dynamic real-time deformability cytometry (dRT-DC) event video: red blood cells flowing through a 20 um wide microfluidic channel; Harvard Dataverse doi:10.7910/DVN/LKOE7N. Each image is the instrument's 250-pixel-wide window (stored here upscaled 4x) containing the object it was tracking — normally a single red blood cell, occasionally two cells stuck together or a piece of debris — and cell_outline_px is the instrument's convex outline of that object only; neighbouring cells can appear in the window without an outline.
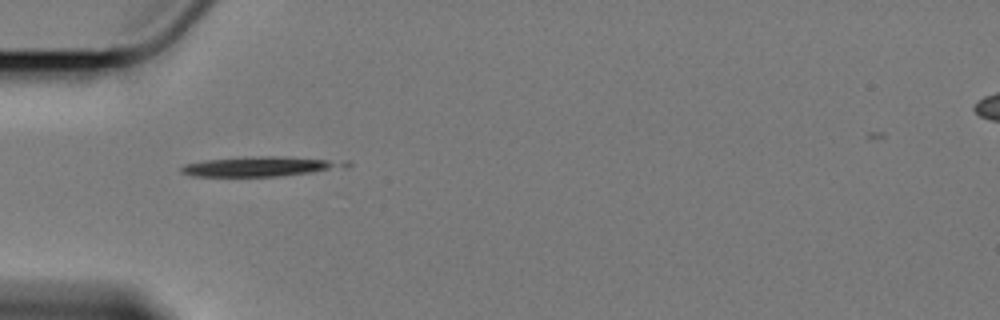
{"species": "Egyptian fruit bat (a non-hibernating species)", "species_latin": "Rousettus aegyptiacus", "temperature_condition": "cold", "stored_images_in_passage": 7, "camera_frame_rate_fps": 3000, "um_per_image_px": 0.085, "animal": {"sex": "female"}, "frame": {"image": 1, "passage_image": 1, "time_ms": 0.0, "image_size_px": [1000, 320], "cell_outline_px": [[352, 164], [312, 172], [276, 176], [192, 176], [180, 172], [180, 168], [184, 164], [204, 160], [244, 156], [288, 156], [348, 160]], "centroid_in_image_um": [22.09, 14.12], "position_along_channel_um": 62.9, "area_um2": 19.07}}
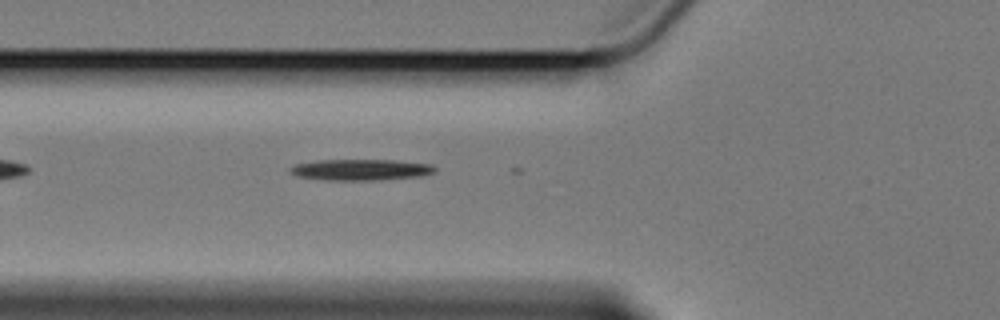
{"frame": {"image": 2, "passage_image": 4, "time_ms": 1.0, "image_size_px": [1000, 320], "cell_outline_px": [[436, 172], [420, 176], [372, 180], [328, 180], [300, 176], [288, 172], [288, 168], [296, 164], [316, 160], [392, 160], [432, 164], [436, 168]], "centroid_in_image_um": [30.66, 14.42], "position_along_channel_um": 95.1, "area_um2": 17.69}}